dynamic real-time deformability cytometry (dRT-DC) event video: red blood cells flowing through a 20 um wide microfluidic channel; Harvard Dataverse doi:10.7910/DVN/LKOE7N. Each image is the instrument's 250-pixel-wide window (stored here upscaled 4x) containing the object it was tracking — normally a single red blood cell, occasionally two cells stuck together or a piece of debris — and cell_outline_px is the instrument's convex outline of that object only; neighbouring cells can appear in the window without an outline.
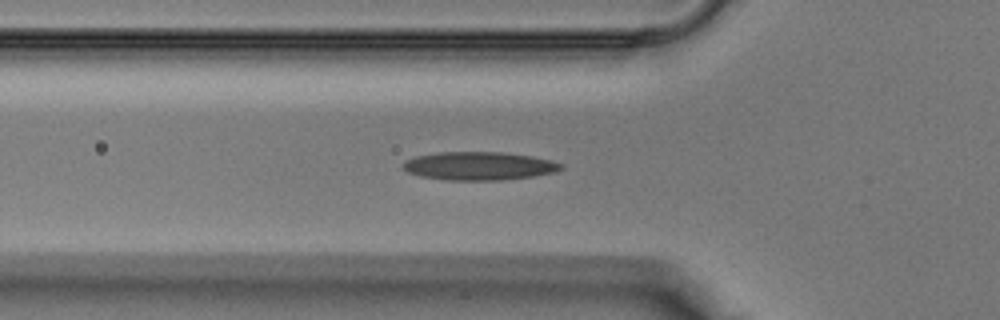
{"species": "Egyptian fruit bat (a non-hibernating species)", "species_latin": "Rousettus aegyptiacus", "temperature_condition": "warm", "stored_images_in_passage": 29, "camera_frame_rate_fps": 3000, "um_per_image_px": 0.085, "animal": {"sex": "male"}, "frame": {"image": 1, "passage_image": 5, "time_ms": 1.333, "image_size_px": [1000, 320], "cell_outline_px": [[564, 168], [556, 172], [532, 176], [500, 180], [448, 180], [420, 176], [408, 172], [400, 168], [400, 164], [404, 160], [416, 156], [440, 152], [504, 152], [532, 156], [552, 160], [564, 164]], "centroid_in_image_um": [40.71, 14.1], "position_along_channel_um": 85.1, "area_um2": 26.3}}
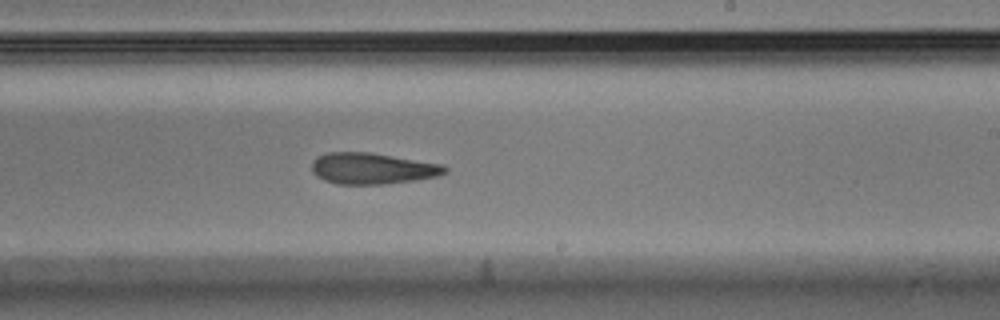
{"frame": {"image": 2, "passage_image": 15, "time_ms": 4.667, "image_size_px": [1000, 320], "cell_outline_px": [[448, 172], [436, 176], [416, 180], [384, 184], [336, 184], [324, 180], [316, 176], [312, 172], [312, 160], [316, 156], [328, 152], [368, 152], [444, 164], [448, 168]], "centroid_in_image_um": [31.64, 14.32], "position_along_channel_um": 257.4, "area_um2": 24.39}}
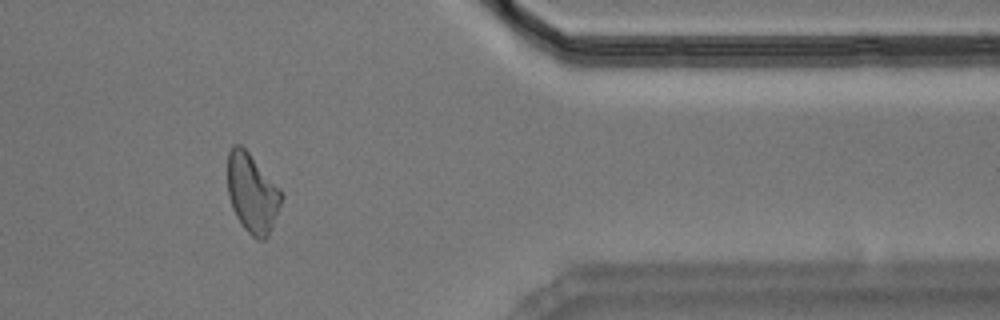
{"frame": {"image": 3, "passage_image": 24, "time_ms": 7.667, "image_size_px": [1000, 320], "cell_outline_px": [[284, 196], [268, 236], [264, 240], [260, 240], [252, 236], [244, 228], [236, 216], [232, 208], [228, 196], [228, 152], [232, 144], [240, 144], [248, 152], [280, 188]], "centroid_in_image_um": [21.43, 16.41], "position_along_channel_um": 390.0, "area_um2": 24.74}}